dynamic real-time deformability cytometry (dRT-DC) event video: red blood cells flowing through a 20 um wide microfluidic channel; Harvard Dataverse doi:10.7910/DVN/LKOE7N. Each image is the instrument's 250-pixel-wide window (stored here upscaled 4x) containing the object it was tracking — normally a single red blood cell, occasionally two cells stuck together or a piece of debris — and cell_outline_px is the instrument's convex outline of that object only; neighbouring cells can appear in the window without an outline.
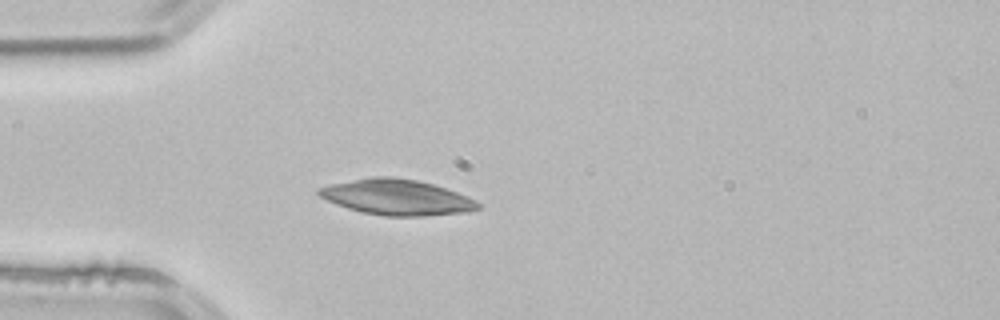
{"species": "common noctule bat (a hibernating species)", "species_latin": "Nyctalus noctula", "temperature_condition": "room temperature", "stored_images_in_passage": 39, "camera_frame_rate_fps": 3000, "um_per_image_px": 0.085, "animal": {"sex": "male", "body_mass_g": 21.5, "forearm_length_mm": 52.0}, "frame": {"image": 1, "passage_image": 1, "time_ms": 0.0, "image_size_px": [1000, 320], "cell_outline_px": [[480, 208], [468, 212], [424, 216], [384, 216], [360, 212], [336, 204], [320, 196], [316, 192], [316, 188], [328, 184], [372, 176], [392, 176], [416, 180], [432, 184], [468, 196], [476, 200], [480, 204]], "centroid_in_image_um": [33.7, 16.76], "position_along_channel_um": 51.3, "area_um2": 33.18}}
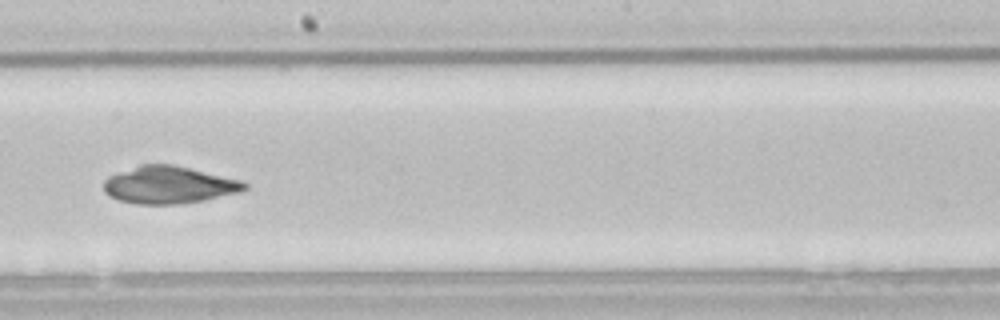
{"frame": {"image": 2, "passage_image": 16, "time_ms": 5.0, "image_size_px": [1000, 320], "cell_outline_px": [[248, 188], [240, 192], [204, 200], [180, 204], [136, 204], [120, 200], [108, 196], [104, 192], [104, 180], [108, 176], [140, 164], [172, 164], [240, 180], [248, 184]], "centroid_in_image_um": [14.33, 15.72], "position_along_channel_um": 233.9, "area_um2": 30.58}}
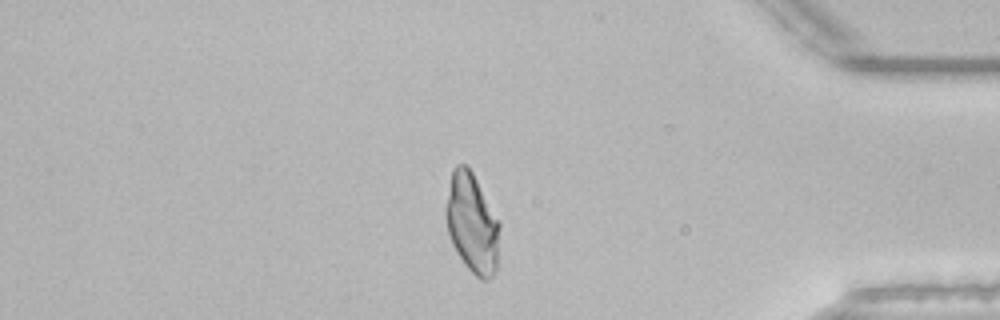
{"frame": {"image": 3, "passage_image": 31, "time_ms": 10.0, "image_size_px": [1000, 320], "cell_outline_px": [[500, 228], [496, 268], [492, 276], [488, 280], [480, 280], [464, 264], [456, 252], [452, 244], [448, 232], [444, 216], [444, 208], [452, 168], [456, 164], [464, 164], [472, 172], [500, 224]], "centroid_in_image_um": [40.09, 18.99], "position_along_channel_um": 395.1, "area_um2": 31.21}}